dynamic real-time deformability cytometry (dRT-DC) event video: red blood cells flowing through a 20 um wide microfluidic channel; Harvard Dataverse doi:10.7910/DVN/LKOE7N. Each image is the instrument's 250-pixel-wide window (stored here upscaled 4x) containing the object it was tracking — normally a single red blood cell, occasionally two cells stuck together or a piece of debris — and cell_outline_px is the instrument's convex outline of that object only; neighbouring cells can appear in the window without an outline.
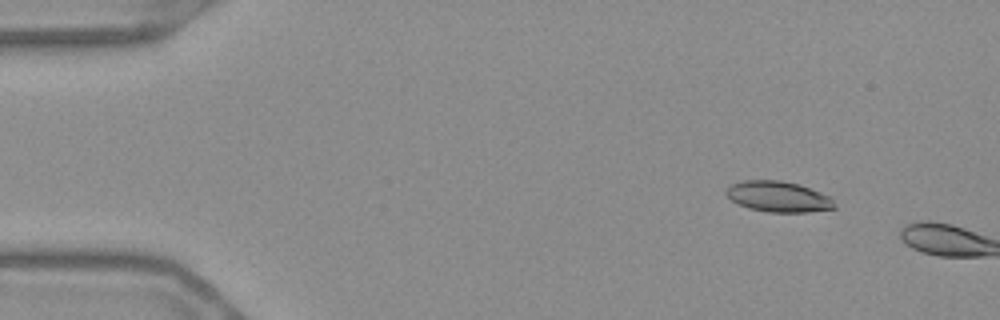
{"species": "Egyptian fruit bat (a non-hibernating species)", "species_latin": "Rousettus aegyptiacus", "temperature_condition": "warm", "stored_images_in_passage": 9, "camera_frame_rate_fps": 3000, "um_per_image_px": 0.085, "frame": {"image": 1, "passage_image": 7, "time_ms": 2.0, "image_size_px": [1000, 320], "cell_outline_px": [[836, 208], [808, 212], [768, 212], [748, 208], [732, 200], [724, 192], [732, 184], [744, 180], [780, 180], [796, 184], [832, 196], [836, 204]], "centroid_in_image_um": [66.19, 16.72], "position_along_channel_um": 18.8, "area_um2": 19.31}}